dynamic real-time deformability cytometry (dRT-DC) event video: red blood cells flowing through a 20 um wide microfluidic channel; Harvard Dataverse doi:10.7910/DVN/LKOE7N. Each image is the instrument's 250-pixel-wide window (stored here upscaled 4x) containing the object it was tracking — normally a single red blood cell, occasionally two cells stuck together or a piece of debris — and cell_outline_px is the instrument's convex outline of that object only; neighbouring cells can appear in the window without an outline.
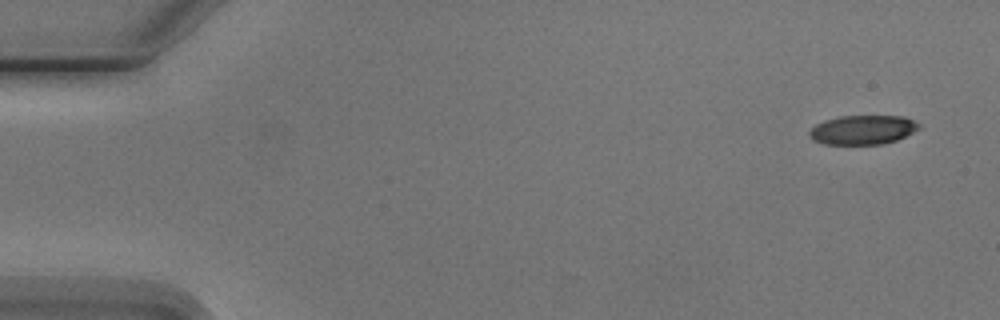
{"species": "Egyptian fruit bat (a non-hibernating species)", "species_latin": "Rousettus aegyptiacus", "temperature_condition": "cold", "stored_images_in_passage": 5, "camera_frame_rate_fps": 3000, "um_per_image_px": 0.085, "animal": {"sex": "male"}, "frame": {"image": 1, "passage_image": 1, "time_ms": 0.0, "image_size_px": [1000, 320], "cell_outline_px": [[920, 128], [896, 140], [884, 144], [824, 144], [812, 140], [808, 136], [808, 132], [816, 124], [824, 120], [840, 116], [904, 116], [920, 124]], "centroid_in_image_um": [73.3, 11.03], "position_along_channel_um": 11.7, "area_um2": 18.67}}